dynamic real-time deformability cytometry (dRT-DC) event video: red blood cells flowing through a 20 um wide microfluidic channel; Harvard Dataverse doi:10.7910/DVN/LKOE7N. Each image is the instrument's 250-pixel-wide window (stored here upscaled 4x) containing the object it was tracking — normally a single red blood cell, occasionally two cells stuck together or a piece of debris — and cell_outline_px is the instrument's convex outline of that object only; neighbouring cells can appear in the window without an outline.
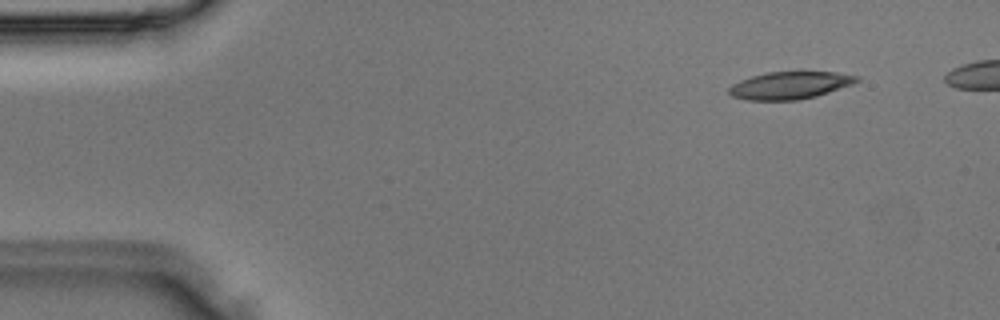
{"species": "Egyptian fruit bat (a non-hibernating species)", "species_latin": "Rousettus aegyptiacus", "temperature_condition": "room temperature", "stored_images_in_passage": 3, "camera_frame_rate_fps": 3000, "um_per_image_px": 0.085, "animal": {"sex": "male"}, "frame": {"image": 1, "passage_image": 3, "time_ms": 0.667, "image_size_px": [1000, 320], "cell_outline_px": [[860, 80], [852, 84], [816, 96], [800, 100], [748, 100], [732, 96], [728, 92], [728, 88], [732, 84], [740, 80], [752, 76], [768, 72], [800, 68], [836, 72], [860, 76]], "centroid_in_image_um": [67.18, 7.19], "position_along_channel_um": 17.8, "area_um2": 21.33}}